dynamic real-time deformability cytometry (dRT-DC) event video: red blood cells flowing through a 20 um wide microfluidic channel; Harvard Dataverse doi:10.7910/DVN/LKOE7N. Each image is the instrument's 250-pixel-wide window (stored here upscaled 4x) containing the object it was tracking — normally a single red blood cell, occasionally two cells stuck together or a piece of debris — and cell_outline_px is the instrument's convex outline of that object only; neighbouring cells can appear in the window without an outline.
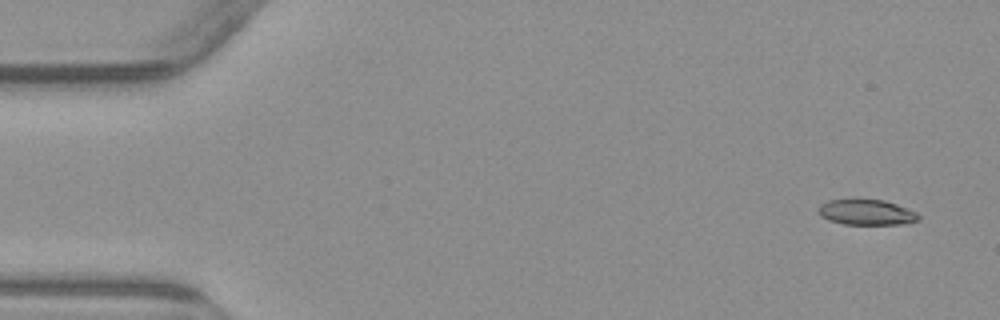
{"species": "common noctule bat (a hibernating species)", "species_latin": "Nyctalus noctula", "temperature_condition": "warm", "stored_images_in_passage": 6, "camera_frame_rate_fps": 3000, "um_per_image_px": 0.085, "animal": {"sex": "male", "body_mass_g": 23.1, "forearm_length_mm": 52.7}, "frame": {"image": 1, "passage_image": 1, "time_ms": 0.0, "image_size_px": [1000, 320], "cell_outline_px": [[920, 220], [904, 224], [844, 224], [828, 220], [820, 216], [816, 212], [820, 204], [828, 200], [852, 196], [884, 200], [896, 204], [916, 212], [920, 216]], "centroid_in_image_um": [73.58, 17.99], "position_along_channel_um": 11.4, "area_um2": 15.66}}
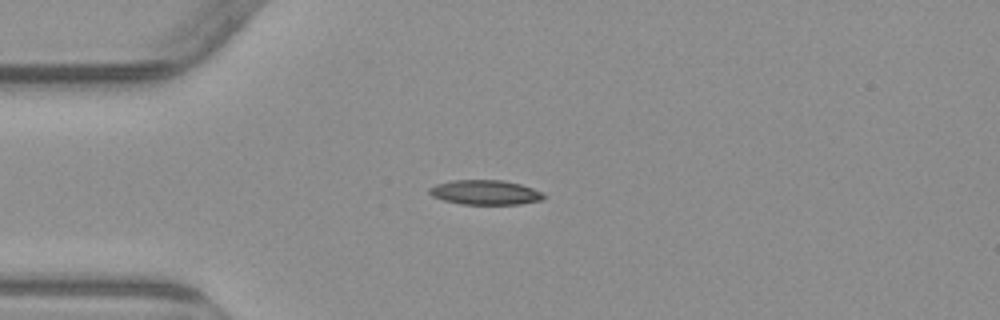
{"frame": {"image": 2, "passage_image": 4, "time_ms": 3.667, "image_size_px": [1000, 320], "cell_outline_px": [[548, 196], [544, 200], [520, 204], [460, 204], [444, 200], [432, 196], [428, 192], [428, 188], [436, 184], [452, 180], [504, 180], [520, 184], [544, 192]], "centroid_in_image_um": [41.29, 16.35], "position_along_channel_um": 43.7, "area_um2": 16.65}}
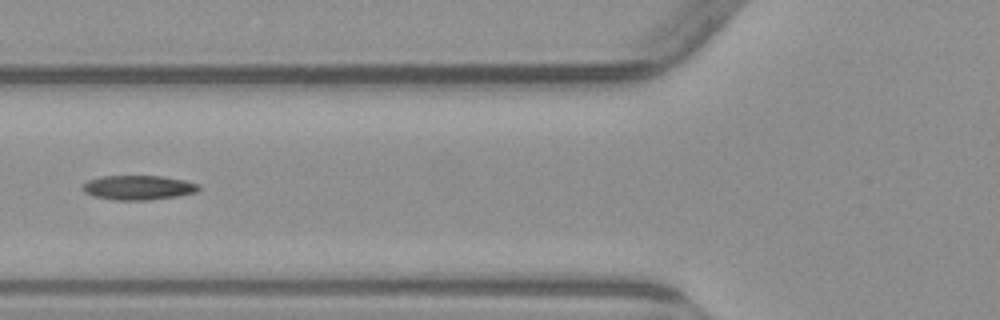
{"frame": {"image": 3, "passage_image": 6, "time_ms": 6.0, "image_size_px": [1000, 320], "cell_outline_px": [[200, 188], [196, 192], [176, 196], [148, 200], [116, 200], [96, 196], [84, 192], [80, 188], [80, 184], [88, 180], [100, 176], [164, 176], [184, 180], [200, 184]], "centroid_in_image_um": [11.73, 15.93], "position_along_channel_um": 114.1, "area_um2": 16.65}}